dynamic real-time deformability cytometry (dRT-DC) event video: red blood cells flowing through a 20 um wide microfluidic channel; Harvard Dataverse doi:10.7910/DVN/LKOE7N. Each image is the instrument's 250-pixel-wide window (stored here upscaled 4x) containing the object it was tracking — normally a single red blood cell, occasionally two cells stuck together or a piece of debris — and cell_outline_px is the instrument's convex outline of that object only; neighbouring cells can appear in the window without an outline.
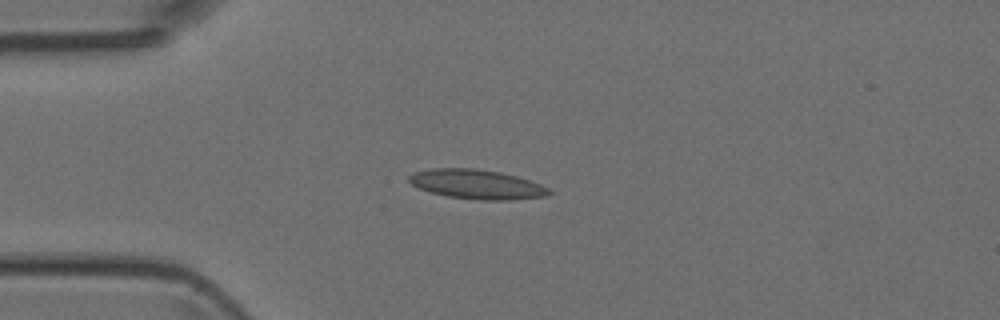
{"species": "Egyptian fruit bat (a non-hibernating species)", "species_latin": "Rousettus aegyptiacus", "temperature_condition": "room temperature", "stored_images_in_passage": 4, "camera_frame_rate_fps": 3000, "um_per_image_px": 0.085, "animal": {"sex": "female"}, "frame": {"image": 1, "passage_image": 2, "time_ms": 1.333, "image_size_px": [1000, 320], "cell_outline_px": [[552, 192], [548, 196], [508, 200], [480, 200], [448, 196], [432, 192], [420, 188], [412, 184], [408, 180], [408, 176], [412, 172], [432, 168], [472, 168], [500, 172], [516, 176], [540, 184], [548, 188]], "centroid_in_image_um": [40.52, 15.66], "position_along_channel_um": 44.5, "area_um2": 23.87}}
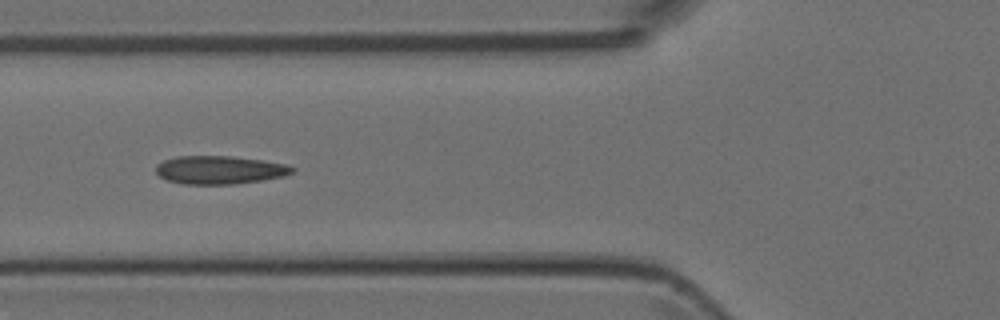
{"frame": {"image": 2, "passage_image": 4, "time_ms": 3.333, "image_size_px": [1000, 320], "cell_outline_px": [[296, 168], [292, 172], [284, 176], [260, 180], [232, 184], [184, 184], [168, 180], [160, 176], [156, 172], [156, 164], [164, 160], [176, 156], [232, 156], [264, 160], [288, 164]], "centroid_in_image_um": [18.68, 14.43], "position_along_channel_um": 107.1, "area_um2": 22.43}}